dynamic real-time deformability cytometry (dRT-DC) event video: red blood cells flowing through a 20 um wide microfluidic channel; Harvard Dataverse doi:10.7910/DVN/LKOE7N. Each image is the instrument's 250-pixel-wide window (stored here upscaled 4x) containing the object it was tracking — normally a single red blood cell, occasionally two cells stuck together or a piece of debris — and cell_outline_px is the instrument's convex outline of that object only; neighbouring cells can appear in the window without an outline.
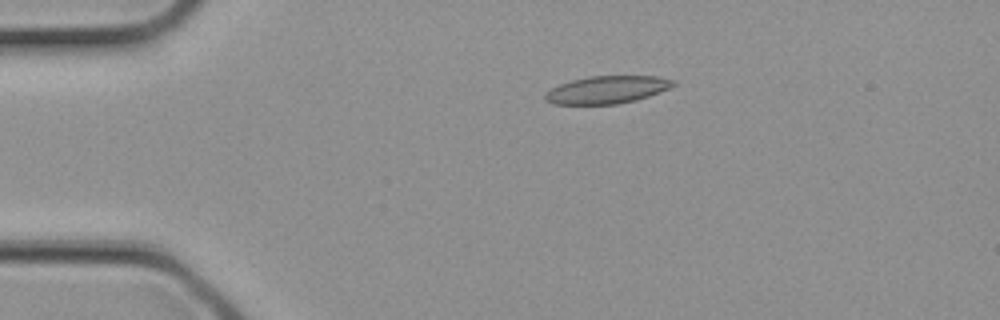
{"species": "common noctule bat (a hibernating species)", "species_latin": "Nyctalus noctula", "temperature_condition": "cold", "stored_images_in_passage": 2, "segment_of_instrument_passage": [1, 2], "camera_frame_rate_fps": 3000, "um_per_image_px": 0.085, "animal": {"sex": "female", "body_mass_g": 21.9}, "frame": {"image": 1, "passage_image": 1, "time_ms": 0.0, "image_size_px": [1000, 320], "cell_outline_px": [[676, 84], [660, 92], [636, 100], [616, 104], [552, 104], [544, 100], [544, 92], [560, 84], [572, 80], [588, 76], [656, 76], [676, 80]], "centroid_in_image_um": [51.57, 7.62], "position_along_channel_um": 33.4, "area_um2": 20.63}}